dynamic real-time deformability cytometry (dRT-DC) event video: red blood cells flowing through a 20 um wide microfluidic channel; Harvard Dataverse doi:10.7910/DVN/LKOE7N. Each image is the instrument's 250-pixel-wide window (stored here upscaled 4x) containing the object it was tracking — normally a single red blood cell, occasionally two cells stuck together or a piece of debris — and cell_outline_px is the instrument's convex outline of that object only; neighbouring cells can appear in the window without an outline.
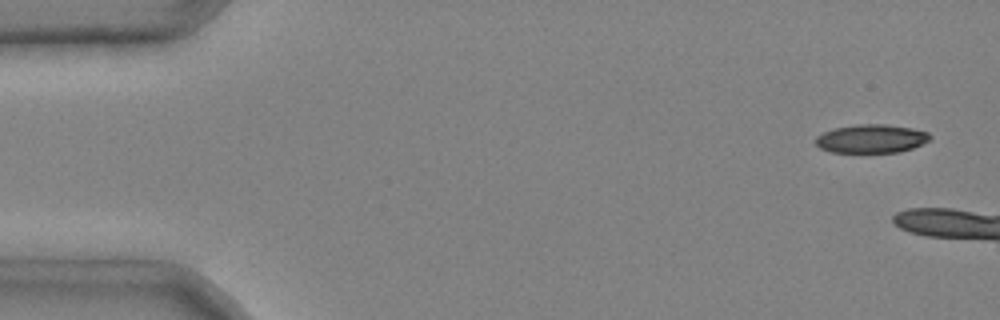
{"species": "common noctule bat (a hibernating species)", "species_latin": "Nyctalus noctula", "temperature_condition": "cold", "stored_images_in_passage": 3, "camera_frame_rate_fps": 3000, "um_per_image_px": 0.085, "animal": {"sex": "male", "body_mass_g": 20.4}, "frame": {"image": 1, "passage_image": 1, "time_ms": 0.0, "image_size_px": [1000, 320], "cell_outline_px": [[932, 140], [912, 148], [900, 152], [828, 152], [820, 148], [816, 144], [816, 136], [824, 132], [836, 128], [856, 124], [884, 124], [912, 128], [928, 132], [932, 136]], "centroid_in_image_um": [74.09, 11.79], "position_along_channel_um": 10.9, "area_um2": 19.07}}